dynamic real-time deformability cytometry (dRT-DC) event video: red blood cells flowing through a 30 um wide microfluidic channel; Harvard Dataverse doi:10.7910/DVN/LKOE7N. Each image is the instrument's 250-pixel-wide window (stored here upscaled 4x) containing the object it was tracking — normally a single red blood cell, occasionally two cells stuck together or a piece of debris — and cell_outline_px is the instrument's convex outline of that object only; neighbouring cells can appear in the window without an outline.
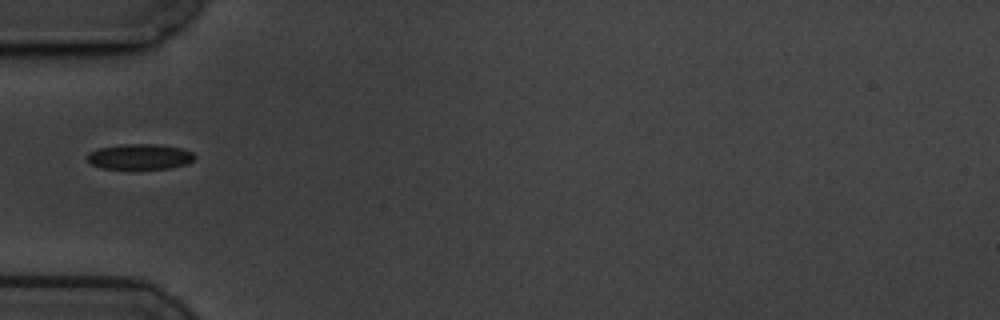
{"species": "common noctule bat (a hibernating species)", "species_latin": "Nyctalus noctula", "temperature_condition": "cold", "stored_images_in_passage": 38, "camera_frame_rate_fps": 3000, "um_per_image_px": 0.085, "animal": {"sex": "male", "body_mass_g": 19.5, "forearm_length_mm": 54.6}, "frame": {"image": 1, "passage_image": 1, "time_ms": 0.0, "image_size_px": [1000, 320], "cell_outline_px": [[196, 156], [188, 164], [168, 168], [100, 168], [92, 164], [88, 160], [88, 152], [100, 148], [120, 144], [156, 144], [180, 148], [192, 152]], "centroid_in_image_um": [11.89, 13.31], "position_along_channel_um": 73.1, "area_um2": 15.72}}
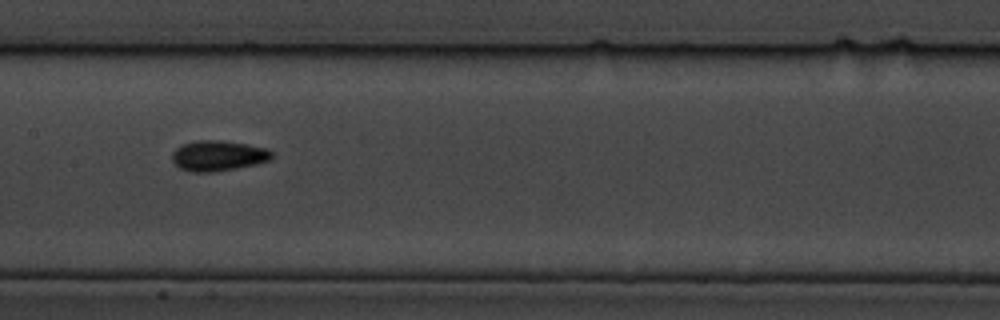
{"frame": {"image": 2, "passage_image": 11, "time_ms": 3.333, "image_size_px": [1000, 320], "cell_outline_px": [[276, 152], [268, 160], [256, 164], [236, 168], [212, 172], [192, 172], [180, 168], [172, 160], [172, 152], [180, 144], [196, 140], [220, 140], [248, 144], [268, 148]], "centroid_in_image_um": [18.55, 13.22], "position_along_channel_um": 188.8, "area_um2": 17.86}}
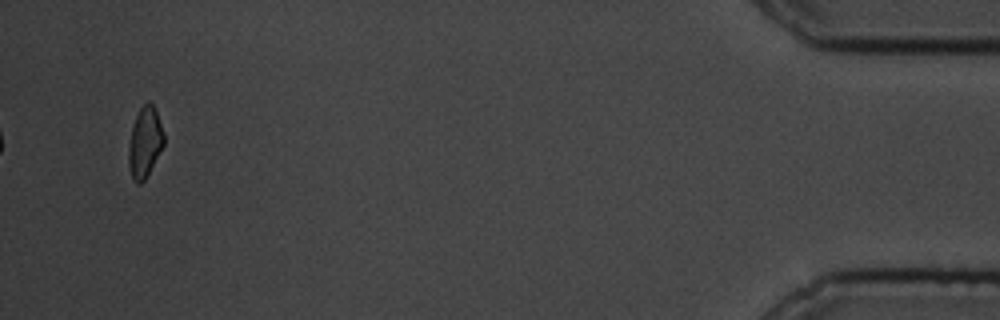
{"frame": {"image": 3, "passage_image": 38, "time_ms": 12.333, "image_size_px": [1000, 320], "cell_outline_px": [[164, 144], [144, 180], [140, 184], [136, 184], [132, 180], [128, 164], [128, 148], [132, 128], [136, 116], [140, 108], [148, 100], [152, 104], [156, 112], [164, 132]], "centroid_in_image_um": [12.3, 12.12], "position_along_channel_um": 422.9, "area_um2": 14.33}, "authors_computed_cell_mechanics": {"area_um2": 15.6927, "velocity_mm_per_s": 3.4643, "shape_relaxation_time_tau1_ms": 2.8963, "shape_relaxation_time_tau2_ms": 5.3888, "deformation_change_tau1": 0.0687, "deformation_change_tau2": 0.0963}}